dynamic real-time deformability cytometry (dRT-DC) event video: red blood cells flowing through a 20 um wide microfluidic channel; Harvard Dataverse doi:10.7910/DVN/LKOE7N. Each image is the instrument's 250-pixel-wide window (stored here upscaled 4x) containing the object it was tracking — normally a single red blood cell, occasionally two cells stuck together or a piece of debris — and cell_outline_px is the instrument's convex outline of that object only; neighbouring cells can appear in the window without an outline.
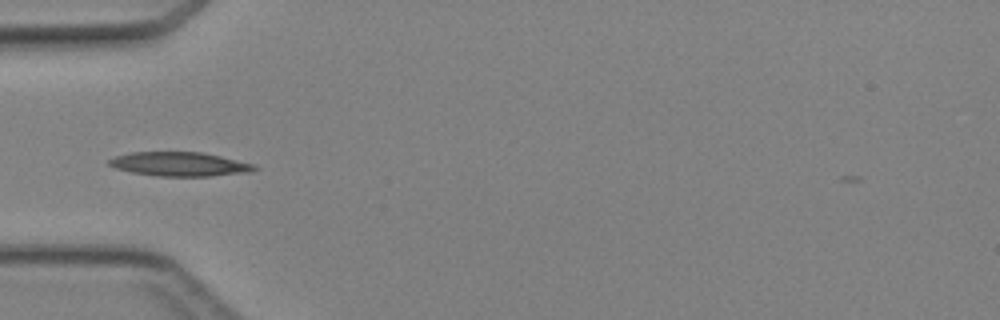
{"species": "Egyptian fruit bat (a non-hibernating species)", "species_latin": "Rousettus aegyptiacus", "temperature_condition": "cold", "stored_images_in_passage": 32, "camera_frame_rate_fps": 3000, "um_per_image_px": 0.085, "animal": {"sex": "female"}, "frame": {"image": 1, "passage_image": 1, "time_ms": 0.0, "image_size_px": [1000, 320], "cell_outline_px": [[260, 168], [252, 172], [208, 176], [156, 176], [132, 172], [116, 168], [108, 164], [108, 160], [116, 156], [132, 152], [204, 152], [256, 164]], "centroid_in_image_um": [15.34, 13.95], "position_along_channel_um": 69.7, "area_um2": 20.52}}
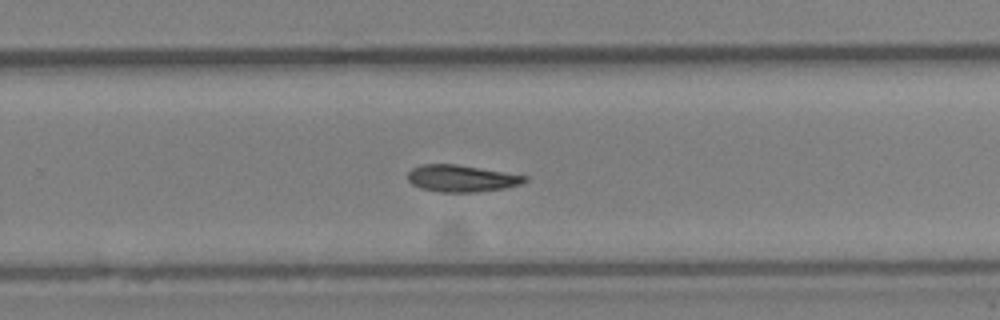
{"frame": {"image": 2, "passage_image": 16, "time_ms": 5.0, "image_size_px": [1000, 320], "cell_outline_px": [[528, 180], [520, 184], [504, 188], [476, 192], [440, 192], [420, 188], [412, 184], [408, 180], [408, 172], [412, 168], [420, 164], [456, 164], [528, 176]], "centroid_in_image_um": [39.2, 15.16], "position_along_channel_um": 290.6, "area_um2": 18.26}}
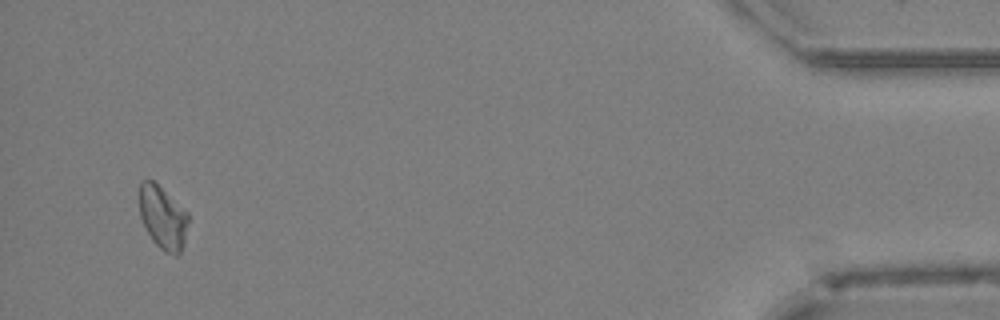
{"frame": {"image": 3, "passage_image": 30, "time_ms": 9.667, "image_size_px": [1000, 320], "cell_outline_px": [[188, 224], [184, 244], [180, 252], [176, 256], [164, 252], [152, 240], [140, 216], [140, 180], [152, 180], [188, 212]], "centroid_in_image_um": [13.85, 18.51], "position_along_channel_um": 421.3, "area_um2": 17.8}}